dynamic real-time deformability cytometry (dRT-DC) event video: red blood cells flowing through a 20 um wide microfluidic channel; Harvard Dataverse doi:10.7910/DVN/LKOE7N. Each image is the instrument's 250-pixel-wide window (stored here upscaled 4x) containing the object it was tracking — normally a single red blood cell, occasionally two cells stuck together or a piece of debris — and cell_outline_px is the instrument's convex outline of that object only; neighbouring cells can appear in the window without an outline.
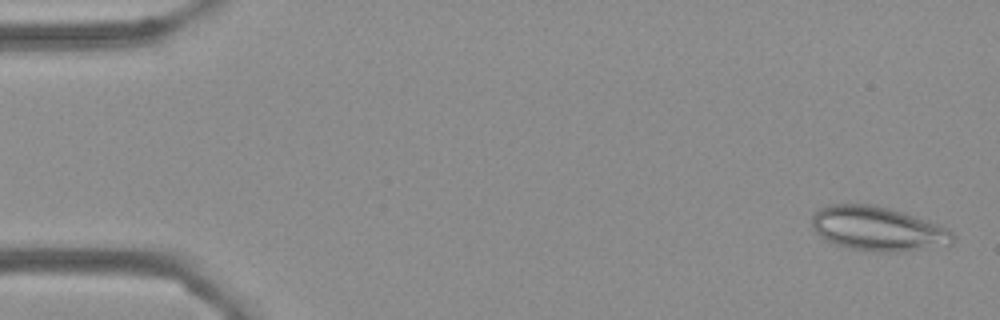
{"species": "Egyptian fruit bat (a non-hibernating species)", "species_latin": "Rousettus aegyptiacus", "temperature_condition": "cold", "stored_images_in_passage": 5, "camera_frame_rate_fps": 3000, "um_per_image_px": 0.085, "frame": {"image": 1, "passage_image": 1, "time_ms": 0.0, "image_size_px": [1000, 320], "cell_outline_px": [[956, 240], [952, 244], [896, 252], [880, 252], [852, 248], [836, 244], [824, 240], [812, 228], [812, 216], [816, 208], [828, 204], [872, 204], [888, 208], [948, 228], [956, 236]], "centroid_in_image_um": [74.57, 19.43], "position_along_channel_um": 10.4, "area_um2": 36.18}}